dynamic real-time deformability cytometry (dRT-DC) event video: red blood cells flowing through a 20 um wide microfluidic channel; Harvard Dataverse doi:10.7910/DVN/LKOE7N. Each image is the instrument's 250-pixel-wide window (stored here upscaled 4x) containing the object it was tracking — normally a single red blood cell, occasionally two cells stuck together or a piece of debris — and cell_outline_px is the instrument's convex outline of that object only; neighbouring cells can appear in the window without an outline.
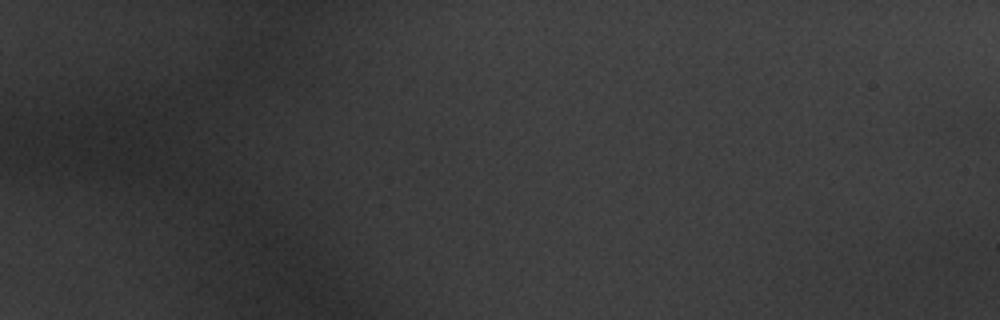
{"species": "common noctule bat (a hibernating species)", "species_latin": "Nyctalus noctula", "temperature_condition": "warm", "stored_images_in_passage": 2, "camera_frame_rate_fps": 3000, "um_per_image_px": 0.085, "animal": {"sex": "male", "body_mass_g": 20.1, "forearm_length_mm": 53.5}, "frame": {"image": 1, "passage_image": 1, "time_ms": 0.0, "image_size_px": [1000, 320], "cell_outline_px": [[152, 168], [144, 172], [132, 176], [112, 176], [88, 152], [88, 136], [92, 136], [124, 144], [132, 148]], "centroid_in_image_um": [9.92, 13.39], "position_along_channel_um": 75.1, "area_um2": 11.21}}